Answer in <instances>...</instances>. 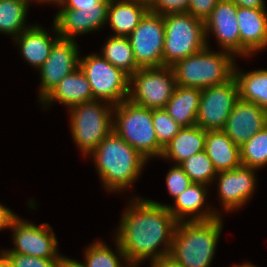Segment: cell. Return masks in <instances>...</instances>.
Instances as JSON below:
<instances>
[{
	"label": "cell",
	"instance_id": "obj_8",
	"mask_svg": "<svg viewBox=\"0 0 267 267\" xmlns=\"http://www.w3.org/2000/svg\"><path fill=\"white\" fill-rule=\"evenodd\" d=\"M79 67L89 81L94 100L118 105L128 99L130 76L100 54L92 53L82 59L80 55Z\"/></svg>",
	"mask_w": 267,
	"mask_h": 267
},
{
	"label": "cell",
	"instance_id": "obj_13",
	"mask_svg": "<svg viewBox=\"0 0 267 267\" xmlns=\"http://www.w3.org/2000/svg\"><path fill=\"white\" fill-rule=\"evenodd\" d=\"M238 6L231 0H219L209 17L204 21L206 45L209 33L213 34L222 50L235 56L249 58L251 54L240 44L237 21Z\"/></svg>",
	"mask_w": 267,
	"mask_h": 267
},
{
	"label": "cell",
	"instance_id": "obj_37",
	"mask_svg": "<svg viewBox=\"0 0 267 267\" xmlns=\"http://www.w3.org/2000/svg\"><path fill=\"white\" fill-rule=\"evenodd\" d=\"M219 0H189L187 13H190L195 18L205 21Z\"/></svg>",
	"mask_w": 267,
	"mask_h": 267
},
{
	"label": "cell",
	"instance_id": "obj_24",
	"mask_svg": "<svg viewBox=\"0 0 267 267\" xmlns=\"http://www.w3.org/2000/svg\"><path fill=\"white\" fill-rule=\"evenodd\" d=\"M204 151L217 172L233 170L242 165L240 146L236 145L223 130L206 131Z\"/></svg>",
	"mask_w": 267,
	"mask_h": 267
},
{
	"label": "cell",
	"instance_id": "obj_34",
	"mask_svg": "<svg viewBox=\"0 0 267 267\" xmlns=\"http://www.w3.org/2000/svg\"><path fill=\"white\" fill-rule=\"evenodd\" d=\"M165 179L168 193L173 200L193 183L183 168L175 164L171 166Z\"/></svg>",
	"mask_w": 267,
	"mask_h": 267
},
{
	"label": "cell",
	"instance_id": "obj_6",
	"mask_svg": "<svg viewBox=\"0 0 267 267\" xmlns=\"http://www.w3.org/2000/svg\"><path fill=\"white\" fill-rule=\"evenodd\" d=\"M113 108V104L102 100L84 102L68 108L72 139L83 157L89 156L113 131Z\"/></svg>",
	"mask_w": 267,
	"mask_h": 267
},
{
	"label": "cell",
	"instance_id": "obj_1",
	"mask_svg": "<svg viewBox=\"0 0 267 267\" xmlns=\"http://www.w3.org/2000/svg\"><path fill=\"white\" fill-rule=\"evenodd\" d=\"M134 197L124 210L115 239L128 264L139 266L147 259L169 255L177 221L166 204Z\"/></svg>",
	"mask_w": 267,
	"mask_h": 267
},
{
	"label": "cell",
	"instance_id": "obj_10",
	"mask_svg": "<svg viewBox=\"0 0 267 267\" xmlns=\"http://www.w3.org/2000/svg\"><path fill=\"white\" fill-rule=\"evenodd\" d=\"M128 39L139 68L163 67L164 15L148 11Z\"/></svg>",
	"mask_w": 267,
	"mask_h": 267
},
{
	"label": "cell",
	"instance_id": "obj_19",
	"mask_svg": "<svg viewBox=\"0 0 267 267\" xmlns=\"http://www.w3.org/2000/svg\"><path fill=\"white\" fill-rule=\"evenodd\" d=\"M236 17L240 44L251 55L267 48V9L238 7Z\"/></svg>",
	"mask_w": 267,
	"mask_h": 267
},
{
	"label": "cell",
	"instance_id": "obj_4",
	"mask_svg": "<svg viewBox=\"0 0 267 267\" xmlns=\"http://www.w3.org/2000/svg\"><path fill=\"white\" fill-rule=\"evenodd\" d=\"M235 57L228 51L213 52L206 46L171 66L176 85L204 89L223 84L234 77Z\"/></svg>",
	"mask_w": 267,
	"mask_h": 267
},
{
	"label": "cell",
	"instance_id": "obj_47",
	"mask_svg": "<svg viewBox=\"0 0 267 267\" xmlns=\"http://www.w3.org/2000/svg\"><path fill=\"white\" fill-rule=\"evenodd\" d=\"M128 267H137V265H129Z\"/></svg>",
	"mask_w": 267,
	"mask_h": 267
},
{
	"label": "cell",
	"instance_id": "obj_39",
	"mask_svg": "<svg viewBox=\"0 0 267 267\" xmlns=\"http://www.w3.org/2000/svg\"><path fill=\"white\" fill-rule=\"evenodd\" d=\"M151 262V267H182L177 261H175L170 255L160 257Z\"/></svg>",
	"mask_w": 267,
	"mask_h": 267
},
{
	"label": "cell",
	"instance_id": "obj_22",
	"mask_svg": "<svg viewBox=\"0 0 267 267\" xmlns=\"http://www.w3.org/2000/svg\"><path fill=\"white\" fill-rule=\"evenodd\" d=\"M148 11L149 7L137 0H109L107 24L115 32L113 36H129Z\"/></svg>",
	"mask_w": 267,
	"mask_h": 267
},
{
	"label": "cell",
	"instance_id": "obj_14",
	"mask_svg": "<svg viewBox=\"0 0 267 267\" xmlns=\"http://www.w3.org/2000/svg\"><path fill=\"white\" fill-rule=\"evenodd\" d=\"M79 46L74 39L59 38L53 45L49 57L39 68V103L67 75L79 67Z\"/></svg>",
	"mask_w": 267,
	"mask_h": 267
},
{
	"label": "cell",
	"instance_id": "obj_35",
	"mask_svg": "<svg viewBox=\"0 0 267 267\" xmlns=\"http://www.w3.org/2000/svg\"><path fill=\"white\" fill-rule=\"evenodd\" d=\"M59 9H84L86 12H108L109 0H62Z\"/></svg>",
	"mask_w": 267,
	"mask_h": 267
},
{
	"label": "cell",
	"instance_id": "obj_12",
	"mask_svg": "<svg viewBox=\"0 0 267 267\" xmlns=\"http://www.w3.org/2000/svg\"><path fill=\"white\" fill-rule=\"evenodd\" d=\"M14 247L11 252L40 258H62L58 241L49 223L36 225L16 216L11 222Z\"/></svg>",
	"mask_w": 267,
	"mask_h": 267
},
{
	"label": "cell",
	"instance_id": "obj_17",
	"mask_svg": "<svg viewBox=\"0 0 267 267\" xmlns=\"http://www.w3.org/2000/svg\"><path fill=\"white\" fill-rule=\"evenodd\" d=\"M207 187L203 183H192L174 199L175 206L166 205L177 222L204 221L222 216L219 210L216 212L205 202L209 193Z\"/></svg>",
	"mask_w": 267,
	"mask_h": 267
},
{
	"label": "cell",
	"instance_id": "obj_38",
	"mask_svg": "<svg viewBox=\"0 0 267 267\" xmlns=\"http://www.w3.org/2000/svg\"><path fill=\"white\" fill-rule=\"evenodd\" d=\"M17 215L0 203V231L3 229H10L11 222Z\"/></svg>",
	"mask_w": 267,
	"mask_h": 267
},
{
	"label": "cell",
	"instance_id": "obj_7",
	"mask_svg": "<svg viewBox=\"0 0 267 267\" xmlns=\"http://www.w3.org/2000/svg\"><path fill=\"white\" fill-rule=\"evenodd\" d=\"M164 25L163 66L171 67L207 46L204 21L190 13L164 15Z\"/></svg>",
	"mask_w": 267,
	"mask_h": 267
},
{
	"label": "cell",
	"instance_id": "obj_26",
	"mask_svg": "<svg viewBox=\"0 0 267 267\" xmlns=\"http://www.w3.org/2000/svg\"><path fill=\"white\" fill-rule=\"evenodd\" d=\"M234 77L239 88V98L267 110V69L244 72L235 64Z\"/></svg>",
	"mask_w": 267,
	"mask_h": 267
},
{
	"label": "cell",
	"instance_id": "obj_25",
	"mask_svg": "<svg viewBox=\"0 0 267 267\" xmlns=\"http://www.w3.org/2000/svg\"><path fill=\"white\" fill-rule=\"evenodd\" d=\"M201 89L176 85L165 111L182 127L196 125Z\"/></svg>",
	"mask_w": 267,
	"mask_h": 267
},
{
	"label": "cell",
	"instance_id": "obj_42",
	"mask_svg": "<svg viewBox=\"0 0 267 267\" xmlns=\"http://www.w3.org/2000/svg\"><path fill=\"white\" fill-rule=\"evenodd\" d=\"M31 2L33 1H35V3H42V4H44V3H52V4H60L61 2H62V0H30Z\"/></svg>",
	"mask_w": 267,
	"mask_h": 267
},
{
	"label": "cell",
	"instance_id": "obj_40",
	"mask_svg": "<svg viewBox=\"0 0 267 267\" xmlns=\"http://www.w3.org/2000/svg\"><path fill=\"white\" fill-rule=\"evenodd\" d=\"M231 1L234 2L238 7L252 8V9L266 8L264 0H231Z\"/></svg>",
	"mask_w": 267,
	"mask_h": 267
},
{
	"label": "cell",
	"instance_id": "obj_36",
	"mask_svg": "<svg viewBox=\"0 0 267 267\" xmlns=\"http://www.w3.org/2000/svg\"><path fill=\"white\" fill-rule=\"evenodd\" d=\"M188 6L189 0H155L149 11L159 15L185 13Z\"/></svg>",
	"mask_w": 267,
	"mask_h": 267
},
{
	"label": "cell",
	"instance_id": "obj_21",
	"mask_svg": "<svg viewBox=\"0 0 267 267\" xmlns=\"http://www.w3.org/2000/svg\"><path fill=\"white\" fill-rule=\"evenodd\" d=\"M93 100V92L89 81L80 67H78L75 71L65 76L41 101V104L47 109L52 103L60 102L70 108Z\"/></svg>",
	"mask_w": 267,
	"mask_h": 267
},
{
	"label": "cell",
	"instance_id": "obj_43",
	"mask_svg": "<svg viewBox=\"0 0 267 267\" xmlns=\"http://www.w3.org/2000/svg\"><path fill=\"white\" fill-rule=\"evenodd\" d=\"M0 267H11L7 259L0 253Z\"/></svg>",
	"mask_w": 267,
	"mask_h": 267
},
{
	"label": "cell",
	"instance_id": "obj_27",
	"mask_svg": "<svg viewBox=\"0 0 267 267\" xmlns=\"http://www.w3.org/2000/svg\"><path fill=\"white\" fill-rule=\"evenodd\" d=\"M30 0L0 1V33L17 37L32 25L26 24Z\"/></svg>",
	"mask_w": 267,
	"mask_h": 267
},
{
	"label": "cell",
	"instance_id": "obj_31",
	"mask_svg": "<svg viewBox=\"0 0 267 267\" xmlns=\"http://www.w3.org/2000/svg\"><path fill=\"white\" fill-rule=\"evenodd\" d=\"M180 166L193 183L210 185V183L212 184L214 182V179L218 174L205 151L187 158L180 164Z\"/></svg>",
	"mask_w": 267,
	"mask_h": 267
},
{
	"label": "cell",
	"instance_id": "obj_41",
	"mask_svg": "<svg viewBox=\"0 0 267 267\" xmlns=\"http://www.w3.org/2000/svg\"><path fill=\"white\" fill-rule=\"evenodd\" d=\"M59 267H86L83 262L76 261L75 259H70L66 256H62L60 260Z\"/></svg>",
	"mask_w": 267,
	"mask_h": 267
},
{
	"label": "cell",
	"instance_id": "obj_2",
	"mask_svg": "<svg viewBox=\"0 0 267 267\" xmlns=\"http://www.w3.org/2000/svg\"><path fill=\"white\" fill-rule=\"evenodd\" d=\"M108 192H123L139 179L148 163L138 151L112 131L89 155Z\"/></svg>",
	"mask_w": 267,
	"mask_h": 267
},
{
	"label": "cell",
	"instance_id": "obj_18",
	"mask_svg": "<svg viewBox=\"0 0 267 267\" xmlns=\"http://www.w3.org/2000/svg\"><path fill=\"white\" fill-rule=\"evenodd\" d=\"M52 24L53 32L56 34L55 38L51 37V33L39 25H32L13 38L16 45L20 48L18 51H20L24 60L28 62V65L33 66L37 70L44 64L50 55L54 43L60 38L55 24Z\"/></svg>",
	"mask_w": 267,
	"mask_h": 267
},
{
	"label": "cell",
	"instance_id": "obj_5",
	"mask_svg": "<svg viewBox=\"0 0 267 267\" xmlns=\"http://www.w3.org/2000/svg\"><path fill=\"white\" fill-rule=\"evenodd\" d=\"M113 131L147 160L161 157L163 148L157 141L152 109L137 105L129 99L114 105Z\"/></svg>",
	"mask_w": 267,
	"mask_h": 267
},
{
	"label": "cell",
	"instance_id": "obj_11",
	"mask_svg": "<svg viewBox=\"0 0 267 267\" xmlns=\"http://www.w3.org/2000/svg\"><path fill=\"white\" fill-rule=\"evenodd\" d=\"M238 99L235 77L223 84L201 89L196 125L205 131L223 130Z\"/></svg>",
	"mask_w": 267,
	"mask_h": 267
},
{
	"label": "cell",
	"instance_id": "obj_20",
	"mask_svg": "<svg viewBox=\"0 0 267 267\" xmlns=\"http://www.w3.org/2000/svg\"><path fill=\"white\" fill-rule=\"evenodd\" d=\"M108 12H86L84 9H60L53 20L61 38L75 39L77 35L98 31L107 23Z\"/></svg>",
	"mask_w": 267,
	"mask_h": 267
},
{
	"label": "cell",
	"instance_id": "obj_23",
	"mask_svg": "<svg viewBox=\"0 0 267 267\" xmlns=\"http://www.w3.org/2000/svg\"><path fill=\"white\" fill-rule=\"evenodd\" d=\"M206 131L197 125L182 127L163 148L161 159L180 165L184 160L205 149Z\"/></svg>",
	"mask_w": 267,
	"mask_h": 267
},
{
	"label": "cell",
	"instance_id": "obj_9",
	"mask_svg": "<svg viewBox=\"0 0 267 267\" xmlns=\"http://www.w3.org/2000/svg\"><path fill=\"white\" fill-rule=\"evenodd\" d=\"M175 87L172 67L139 68L130 76L128 99L148 109H164Z\"/></svg>",
	"mask_w": 267,
	"mask_h": 267
},
{
	"label": "cell",
	"instance_id": "obj_28",
	"mask_svg": "<svg viewBox=\"0 0 267 267\" xmlns=\"http://www.w3.org/2000/svg\"><path fill=\"white\" fill-rule=\"evenodd\" d=\"M99 53L113 66L120 68L131 76L139 67L134 59L133 50L128 36H109Z\"/></svg>",
	"mask_w": 267,
	"mask_h": 267
},
{
	"label": "cell",
	"instance_id": "obj_15",
	"mask_svg": "<svg viewBox=\"0 0 267 267\" xmlns=\"http://www.w3.org/2000/svg\"><path fill=\"white\" fill-rule=\"evenodd\" d=\"M255 170L241 165L233 170L218 172L214 180L218 182V199L225 212L239 209L253 197L257 187Z\"/></svg>",
	"mask_w": 267,
	"mask_h": 267
},
{
	"label": "cell",
	"instance_id": "obj_16",
	"mask_svg": "<svg viewBox=\"0 0 267 267\" xmlns=\"http://www.w3.org/2000/svg\"><path fill=\"white\" fill-rule=\"evenodd\" d=\"M266 125L267 110L239 98L223 131L236 145L241 146Z\"/></svg>",
	"mask_w": 267,
	"mask_h": 267
},
{
	"label": "cell",
	"instance_id": "obj_29",
	"mask_svg": "<svg viewBox=\"0 0 267 267\" xmlns=\"http://www.w3.org/2000/svg\"><path fill=\"white\" fill-rule=\"evenodd\" d=\"M117 251L109 248V245L103 241L96 240L91 245L87 246L84 251V262L86 267H126L129 266L120 243L114 239ZM118 253V254H117ZM123 260V264L122 261Z\"/></svg>",
	"mask_w": 267,
	"mask_h": 267
},
{
	"label": "cell",
	"instance_id": "obj_45",
	"mask_svg": "<svg viewBox=\"0 0 267 267\" xmlns=\"http://www.w3.org/2000/svg\"><path fill=\"white\" fill-rule=\"evenodd\" d=\"M250 264V262H245L244 264L242 263V265H234L232 267H247Z\"/></svg>",
	"mask_w": 267,
	"mask_h": 267
},
{
	"label": "cell",
	"instance_id": "obj_3",
	"mask_svg": "<svg viewBox=\"0 0 267 267\" xmlns=\"http://www.w3.org/2000/svg\"><path fill=\"white\" fill-rule=\"evenodd\" d=\"M223 219L177 222L169 255L182 267H210Z\"/></svg>",
	"mask_w": 267,
	"mask_h": 267
},
{
	"label": "cell",
	"instance_id": "obj_30",
	"mask_svg": "<svg viewBox=\"0 0 267 267\" xmlns=\"http://www.w3.org/2000/svg\"><path fill=\"white\" fill-rule=\"evenodd\" d=\"M243 166L261 169L267 166V125L240 146Z\"/></svg>",
	"mask_w": 267,
	"mask_h": 267
},
{
	"label": "cell",
	"instance_id": "obj_32",
	"mask_svg": "<svg viewBox=\"0 0 267 267\" xmlns=\"http://www.w3.org/2000/svg\"><path fill=\"white\" fill-rule=\"evenodd\" d=\"M152 119L158 144L164 148L182 128L165 109H152Z\"/></svg>",
	"mask_w": 267,
	"mask_h": 267
},
{
	"label": "cell",
	"instance_id": "obj_44",
	"mask_svg": "<svg viewBox=\"0 0 267 267\" xmlns=\"http://www.w3.org/2000/svg\"><path fill=\"white\" fill-rule=\"evenodd\" d=\"M137 1L146 4L148 7H150L155 2V0H137Z\"/></svg>",
	"mask_w": 267,
	"mask_h": 267
},
{
	"label": "cell",
	"instance_id": "obj_33",
	"mask_svg": "<svg viewBox=\"0 0 267 267\" xmlns=\"http://www.w3.org/2000/svg\"><path fill=\"white\" fill-rule=\"evenodd\" d=\"M11 267H59L61 258H40L11 252L9 249L0 250Z\"/></svg>",
	"mask_w": 267,
	"mask_h": 267
},
{
	"label": "cell",
	"instance_id": "obj_46",
	"mask_svg": "<svg viewBox=\"0 0 267 267\" xmlns=\"http://www.w3.org/2000/svg\"><path fill=\"white\" fill-rule=\"evenodd\" d=\"M247 267H256V266L253 264H249Z\"/></svg>",
	"mask_w": 267,
	"mask_h": 267
}]
</instances>
